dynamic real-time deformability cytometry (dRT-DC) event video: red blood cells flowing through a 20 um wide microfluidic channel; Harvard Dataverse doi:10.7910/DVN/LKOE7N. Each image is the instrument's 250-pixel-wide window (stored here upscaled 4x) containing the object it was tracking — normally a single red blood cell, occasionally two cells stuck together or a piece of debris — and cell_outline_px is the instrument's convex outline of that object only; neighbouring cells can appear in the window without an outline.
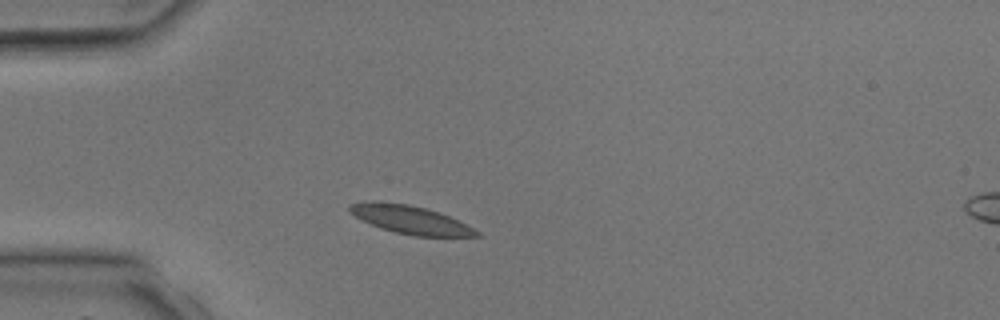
{"species": "common noctule bat (a hibernating species)", "species_latin": "Nyctalus noctula", "temperature_condition": "room temperature", "stored_images_in_passage": 2, "camera_frame_rate_fps": 3000, "um_per_image_px": 0.085, "animal": {"sex": "male", "body_mass_g": 17.9, "forearm_length_mm": 54.2}, "frame": {"image": 1, "passage_image": 1, "time_ms": 0.0, "image_size_px": [1000, 320], "cell_outline_px": [[480, 236], [416, 236], [396, 232], [380, 228], [360, 220], [348, 212], [348, 204], [372, 200], [376, 200], [408, 204], [424, 208], [448, 216], [480, 232]], "centroid_in_image_um": [34.76, 18.65], "position_along_channel_um": 50.2, "area_um2": 20.75}}